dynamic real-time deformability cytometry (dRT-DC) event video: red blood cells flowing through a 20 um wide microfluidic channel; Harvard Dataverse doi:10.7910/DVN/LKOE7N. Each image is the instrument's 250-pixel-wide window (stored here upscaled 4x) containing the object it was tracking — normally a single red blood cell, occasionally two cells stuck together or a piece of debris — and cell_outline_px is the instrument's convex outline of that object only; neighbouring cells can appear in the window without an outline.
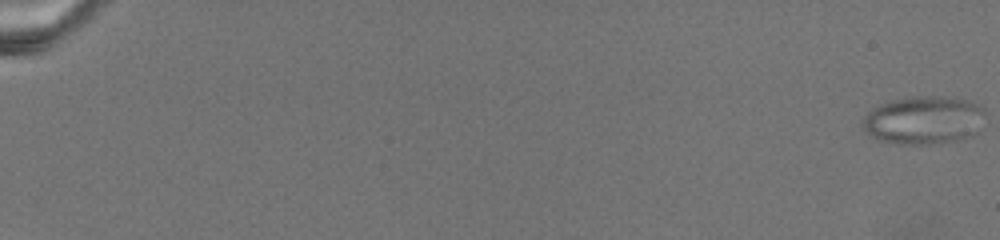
{"species": "common noctule bat (a hibernating species)", "species_latin": "Nyctalus noctula", "temperature_condition": "warm", "stored_images_in_passage": 80, "camera_frame_rate_fps": 3000, "um_per_image_px": 0.085, "animal": {"sex": "female", "body_mass_g": 19.5, "forearm_length_mm": 54.1}, "frame": {"image": 1, "passage_image": 1, "time_ms": 0.0, "image_size_px": [1000, 240], "cell_outline_px": [[984, 112], [980, 132], [972, 136], [960, 140], [928, 144], [900, 144], [880, 140], [872, 136], [864, 128], [864, 116], [872, 108], [880, 104], [892, 100], [916, 96], [944, 96], [968, 100], [984, 108]], "centroid_in_image_um": [78.57, 10.21], "position_along_channel_um": 6.4, "area_um2": 34.45}}
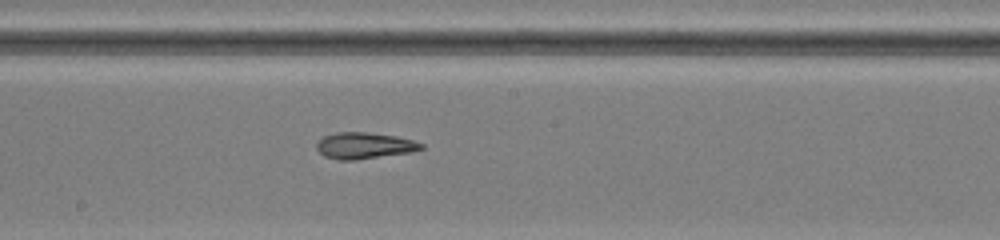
{"frame": {"image": 2, "passage_image": 48, "time_ms": 15.667, "image_size_px": [1000, 240], "cell_outline_px": [[424, 148], [412, 152], [356, 160], [336, 160], [324, 156], [316, 148], [316, 144], [324, 136], [336, 132], [368, 132], [396, 136], [412, 140], [424, 144]], "centroid_in_image_um": [30.97, 12.38], "position_along_channel_um": 217.2, "area_um2": 16.13}}
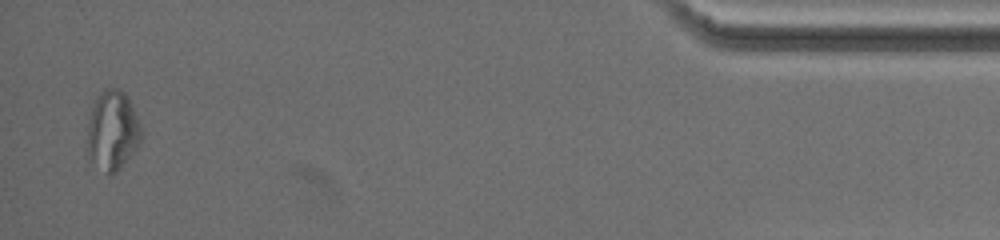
{"frame": {"image": 3, "passage_image": 78, "time_ms": 25.667, "image_size_px": [1000, 240], "cell_outline_px": [[144, 136], [136, 148], [120, 168], [116, 172], [108, 172], [88, 160], [88, 120], [92, 104], [96, 96], [104, 88], [120, 88], [128, 96], [140, 124]], "centroid_in_image_um": [9.57, 11.04], "position_along_channel_um": 425.6, "area_um2": 25.09}}